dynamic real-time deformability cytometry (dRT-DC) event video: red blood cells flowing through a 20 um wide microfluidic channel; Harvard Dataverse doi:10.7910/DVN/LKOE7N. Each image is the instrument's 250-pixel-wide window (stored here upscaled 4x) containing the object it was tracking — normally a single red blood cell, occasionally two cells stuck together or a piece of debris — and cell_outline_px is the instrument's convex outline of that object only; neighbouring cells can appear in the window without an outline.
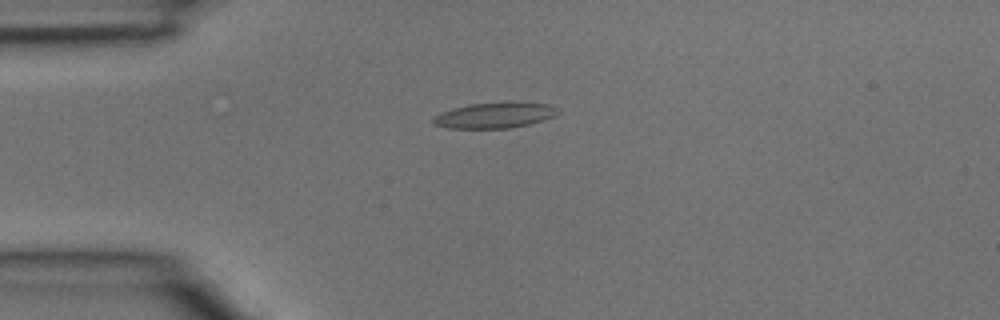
{"species": "common noctule bat (a hibernating species)", "species_latin": "Nyctalus noctula", "temperature_condition": "room temperature", "stored_images_in_passage": 2, "camera_frame_rate_fps": 3000, "um_per_image_px": 0.085, "animal": {"sex": "male", "body_mass_g": 15.6}, "frame": {"image": 1, "passage_image": 1, "time_ms": 0.0, "image_size_px": [1000, 320], "cell_outline_px": [[560, 112], [556, 116], [544, 120], [512, 128], [448, 128], [432, 124], [432, 116], [440, 112], [452, 108], [468, 104], [520, 100], [548, 104]], "centroid_in_image_um": [42.05, 9.77], "position_along_channel_um": 43.0, "area_um2": 19.25}}